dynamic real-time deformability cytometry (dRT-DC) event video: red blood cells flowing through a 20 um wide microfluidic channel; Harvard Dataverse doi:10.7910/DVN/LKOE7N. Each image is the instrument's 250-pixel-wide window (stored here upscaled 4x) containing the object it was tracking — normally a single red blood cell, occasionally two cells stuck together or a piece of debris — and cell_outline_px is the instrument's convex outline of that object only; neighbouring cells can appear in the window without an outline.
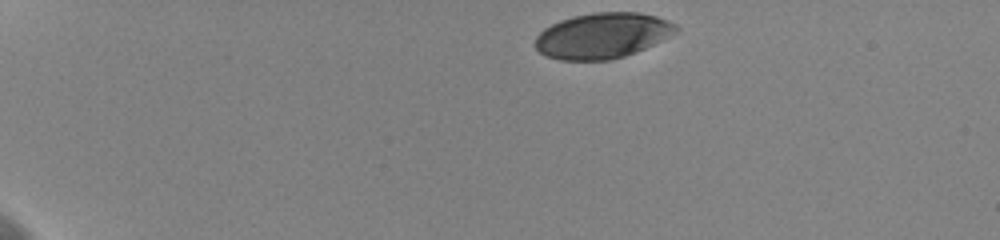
{"species": "human", "species_latin": "Homo sapiens", "temperature_condition": "cold", "stored_images_in_passage": 40, "camera_frame_rate_fps": 3000, "um_per_image_px": 0.085, "donor": {"sex": "female"}, "frame": {"image": 1, "passage_image": 1, "time_ms": 0.0, "image_size_px": [1000, 240], "cell_outline_px": [[680, 28], [676, 32], [644, 48], [624, 56], [608, 60], [560, 60], [544, 56], [536, 48], [536, 36], [544, 28], [560, 20], [576, 16], [596, 12], [640, 12], [656, 16], [668, 20], [676, 24]], "centroid_in_image_um": [51.2, 3.02], "position_along_channel_um": 33.8, "area_um2": 37.11}}
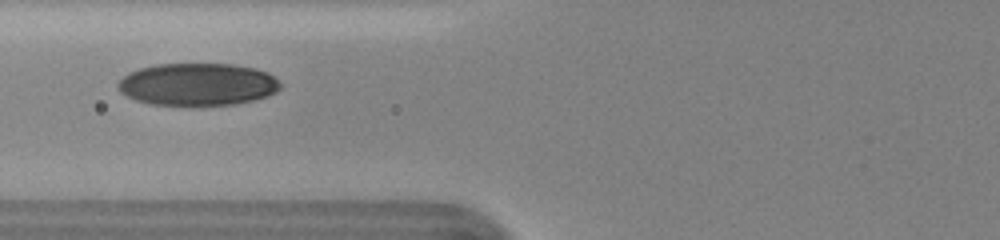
{"frame": {"image": 2, "passage_image": 15, "time_ms": 4.667, "image_size_px": [1000, 240], "cell_outline_px": [[280, 88], [276, 92], [268, 96], [236, 104], [148, 104], [136, 100], [120, 92], [116, 88], [116, 84], [128, 72], [140, 68], [156, 64], [232, 64], [252, 68], [268, 72], [280, 84]], "centroid_in_image_um": [16.76, 7.16], "position_along_channel_um": 109.0, "area_um2": 39.82}}
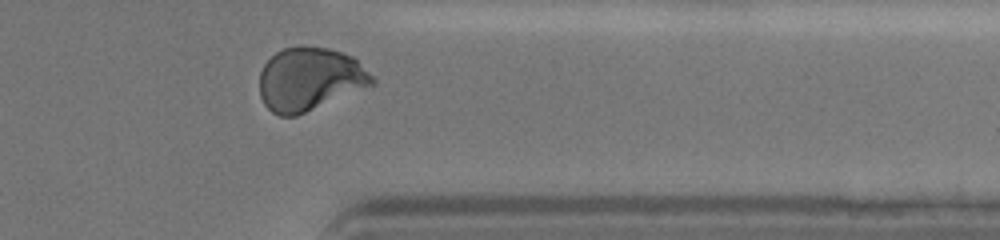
{"frame": {"image": 3, "passage_image": 38, "time_ms": 12.333, "image_size_px": [1000, 240], "cell_outline_px": [[376, 84], [296, 116], [280, 116], [272, 112], [264, 104], [260, 96], [260, 72], [264, 64], [276, 52], [284, 48], [300, 44], [308, 44], [328, 48], [352, 56], [376, 80]], "centroid_in_image_um": [26.31, 6.71], "position_along_channel_um": 385.1, "area_um2": 41.73}, "authors_computed_cell_mechanics": {"area_um2": 39.9109, "velocity_mm_per_s": 3.6105, "shape_relaxation_time_tau1_ms": 3.6378, "shape_relaxation_time_tau2_ms": 1.032, "deformation_change_tau1": 0.1405, "deformation_change_tau2": 0.0393}}